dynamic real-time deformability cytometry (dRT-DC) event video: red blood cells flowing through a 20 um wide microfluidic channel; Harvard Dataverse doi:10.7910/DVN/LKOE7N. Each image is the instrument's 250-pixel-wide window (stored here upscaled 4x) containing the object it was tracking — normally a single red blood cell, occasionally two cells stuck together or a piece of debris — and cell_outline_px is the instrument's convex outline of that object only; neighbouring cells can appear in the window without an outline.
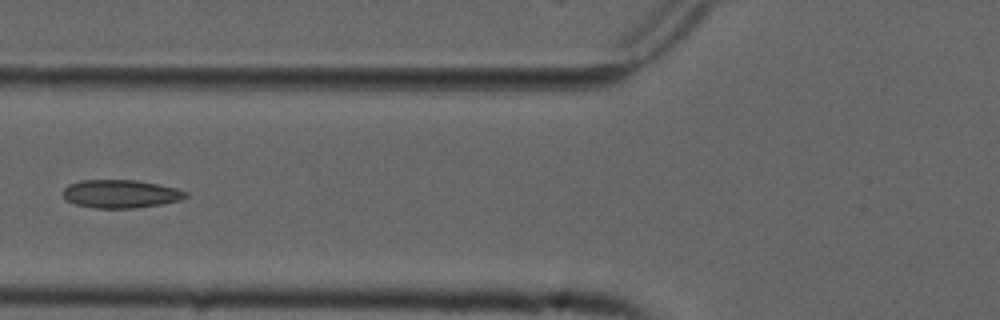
{"species": "common noctule bat (a hibernating species)", "species_latin": "Nyctalus noctula", "temperature_condition": "cold", "stored_images_in_passage": 6, "camera_frame_rate_fps": 3000, "um_per_image_px": 0.085, "animal": {"sex": "male", "forearm_length_mm": 52.5}, "frame": {"image": 1, "passage_image": 5, "time_ms": 1.333, "image_size_px": [1000, 320], "cell_outline_px": [[188, 196], [180, 200], [160, 204], [136, 208], [92, 208], [76, 204], [68, 200], [60, 192], [68, 184], [80, 180], [136, 180], [160, 184], [176, 188], [188, 192]], "centroid_in_image_um": [10.25, 16.47], "position_along_channel_um": 115.6, "area_um2": 20.29}}
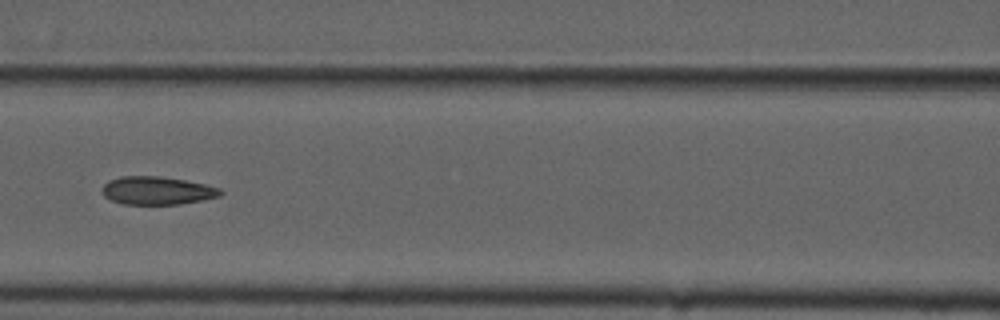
{"frame": {"image": 2, "passage_image": 6, "time_ms": 1.667, "image_size_px": [1000, 320], "cell_outline_px": [[224, 192], [220, 196], [204, 200], [180, 204], [124, 204], [112, 200], [104, 196], [100, 188], [108, 180], [120, 176], [160, 176], [184, 180], [204, 184], [220, 188]], "centroid_in_image_um": [13.35, 16.2], "position_along_channel_um": 153.3, "area_um2": 19.48}}